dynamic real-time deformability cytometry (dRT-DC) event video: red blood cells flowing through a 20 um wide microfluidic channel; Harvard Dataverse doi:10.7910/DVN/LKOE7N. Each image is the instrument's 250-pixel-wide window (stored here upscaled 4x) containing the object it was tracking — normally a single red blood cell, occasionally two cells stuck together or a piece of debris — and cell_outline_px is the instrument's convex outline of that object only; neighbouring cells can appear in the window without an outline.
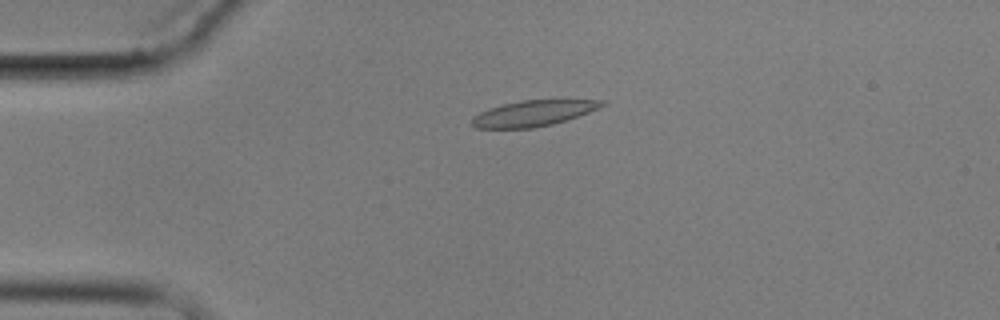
{"species": "common noctule bat (a hibernating species)", "species_latin": "Nyctalus noctula", "temperature_condition": "cold", "stored_images_in_passage": 5, "camera_frame_rate_fps": 3000, "um_per_image_px": 0.085, "animal": {"sex": "male", "body_mass_g": 17.9}, "frame": {"image": 1, "passage_image": 5, "time_ms": 6.0, "image_size_px": [1000, 320], "cell_outline_px": [[608, 104], [588, 112], [552, 124], [532, 128], [476, 128], [472, 124], [472, 116], [488, 108], [520, 100], [608, 100]], "centroid_in_image_um": [45.32, 9.62], "position_along_channel_um": 39.7, "area_um2": 19.36}}